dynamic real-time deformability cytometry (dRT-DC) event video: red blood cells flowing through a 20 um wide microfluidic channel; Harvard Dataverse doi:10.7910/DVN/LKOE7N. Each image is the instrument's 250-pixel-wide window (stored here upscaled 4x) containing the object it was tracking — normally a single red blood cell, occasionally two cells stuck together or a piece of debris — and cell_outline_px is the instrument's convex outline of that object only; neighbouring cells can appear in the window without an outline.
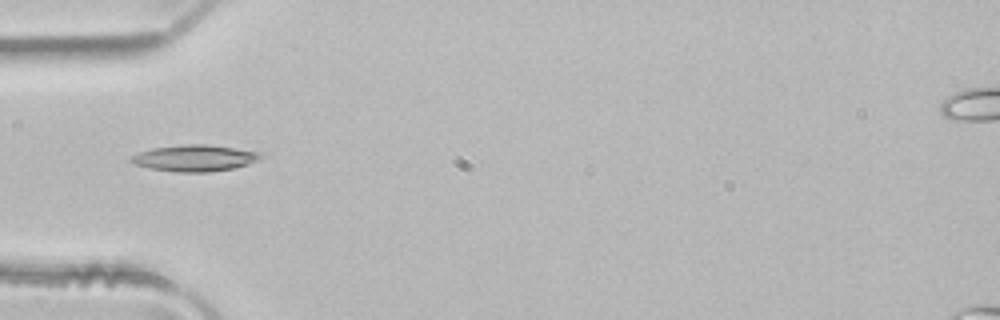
{"species": "common noctule bat (a hibernating species)", "species_latin": "Nyctalus noctula", "temperature_condition": "room temperature", "stored_images_in_passage": 4, "camera_frame_rate_fps": 3000, "um_per_image_px": 0.085, "animal": {"sex": "male", "body_mass_g": 21.5, "forearm_length_mm": 52.0}, "frame": {"image": 1, "passage_image": 4, "time_ms": 1.0, "image_size_px": [1000, 320], "cell_outline_px": [[264, 156], [260, 160], [248, 164], [232, 168], [208, 172], [176, 172], [148, 168], [132, 164], [128, 160], [128, 156], [152, 148], [184, 144], [208, 144], [260, 152]], "centroid_in_image_um": [16.5, 13.43], "position_along_channel_um": 68.5, "area_um2": 20.17}}